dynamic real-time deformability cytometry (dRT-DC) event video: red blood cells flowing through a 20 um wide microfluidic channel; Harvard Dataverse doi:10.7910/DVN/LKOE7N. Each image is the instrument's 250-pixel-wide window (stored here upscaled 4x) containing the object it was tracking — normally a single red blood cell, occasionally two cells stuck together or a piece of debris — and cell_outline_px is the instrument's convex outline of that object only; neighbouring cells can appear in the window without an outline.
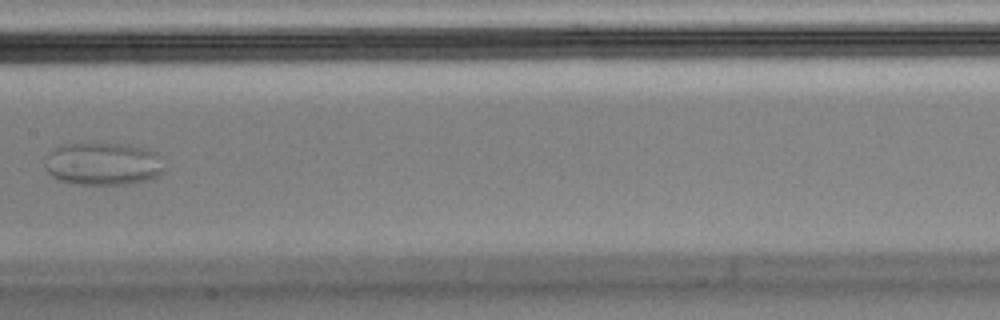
{"species": "Egyptian fruit bat (a non-hibernating species)", "species_latin": "Rousettus aegyptiacus", "temperature_condition": "cold", "stored_images_in_passage": 9, "camera_frame_rate_fps": 3000, "um_per_image_px": 0.085, "animal": {"sex": "male"}, "frame": {"image": 1, "passage_image": 7, "time_ms": 2.0, "image_size_px": [1000, 320], "cell_outline_px": [[164, 172], [156, 176], [144, 180], [124, 184], [76, 184], [60, 180], [52, 176], [48, 172], [44, 164], [48, 156], [56, 148], [64, 144], [128, 144], [148, 148], [156, 152], [160, 156], [164, 168]], "centroid_in_image_um": [8.8, 13.92], "position_along_channel_um": 198.6, "area_um2": 29.48}}
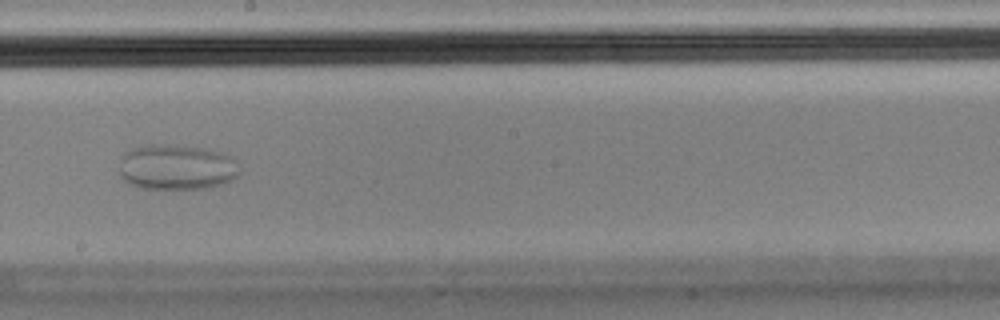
{"frame": {"image": 2, "passage_image": 8, "time_ms": 2.333, "image_size_px": [1000, 320], "cell_outline_px": [[240, 172], [232, 180], [208, 188], [140, 188], [124, 180], [120, 176], [120, 156], [124, 152], [132, 148], [144, 144], [180, 144], [204, 148], [220, 152], [232, 156], [236, 160]], "centroid_in_image_um": [15.0, 14.17], "position_along_channel_um": 233.2, "area_um2": 32.25}}